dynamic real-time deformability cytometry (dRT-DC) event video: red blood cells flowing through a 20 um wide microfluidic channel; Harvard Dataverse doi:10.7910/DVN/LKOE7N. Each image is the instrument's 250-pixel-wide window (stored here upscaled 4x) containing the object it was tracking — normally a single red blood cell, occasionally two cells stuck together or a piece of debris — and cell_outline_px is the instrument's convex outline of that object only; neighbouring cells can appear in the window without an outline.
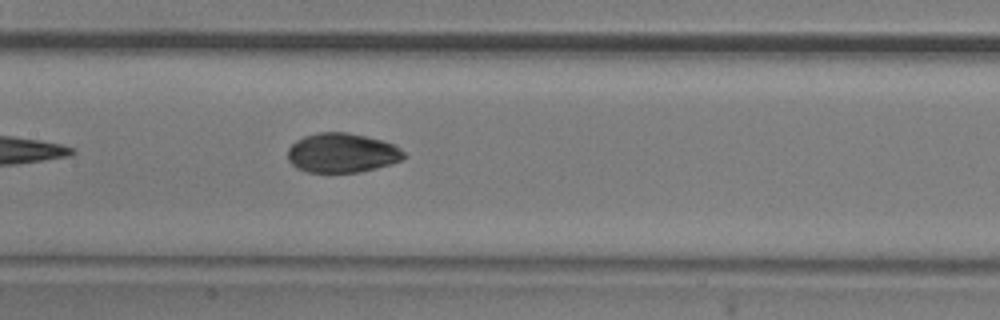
{"species": "common noctule bat (a hibernating species)", "species_latin": "Nyctalus noctula", "temperature_condition": "room temperature", "stored_images_in_passage": 5, "camera_frame_rate_fps": 3000, "um_per_image_px": 0.085, "animal": {"sex": "male", "body_mass_g": 20.5, "forearm_length_mm": 52.5}, "frame": {"image": 1, "passage_image": 5, "time_ms": 1.333, "image_size_px": [1000, 320], "cell_outline_px": [[408, 156], [404, 160], [392, 164], [360, 172], [304, 172], [296, 168], [288, 160], [288, 148], [296, 140], [304, 136], [316, 132], [348, 132], [396, 144]], "centroid_in_image_um": [29.09, 13.0], "position_along_channel_um": 178.3, "area_um2": 27.05}}